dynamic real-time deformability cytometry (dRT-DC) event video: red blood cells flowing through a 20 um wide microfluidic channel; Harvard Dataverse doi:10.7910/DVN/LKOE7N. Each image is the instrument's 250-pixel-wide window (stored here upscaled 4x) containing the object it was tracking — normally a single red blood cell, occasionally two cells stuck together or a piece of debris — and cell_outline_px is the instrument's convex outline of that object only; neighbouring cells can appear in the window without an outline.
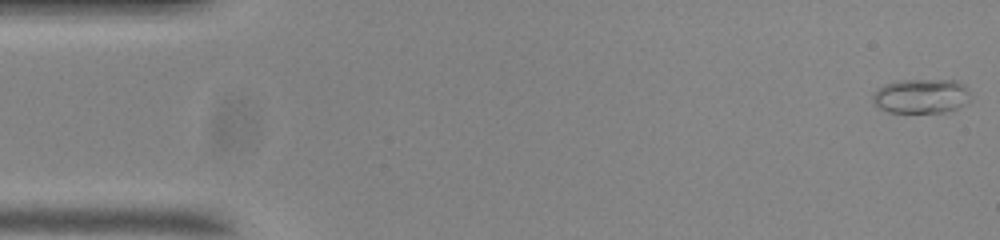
{"species": "common noctule bat (a hibernating species)", "species_latin": "Nyctalus noctula", "temperature_condition": "room temperature", "stored_images_in_passage": 54, "camera_frame_rate_fps": 3000, "um_per_image_px": 0.085, "animal": {"sex": "male", "body_mass_g": 20.0, "forearm_length_mm": 53.3}, "frame": {"image": 1, "passage_image": 1, "time_ms": 0.0, "image_size_px": [1000, 240], "cell_outline_px": [[972, 96], [964, 104], [948, 112], [888, 112], [880, 108], [872, 100], [872, 96], [876, 88], [884, 84], [900, 80], [956, 80], [964, 84]], "centroid_in_image_um": [78.3, 8.16], "position_along_channel_um": 6.7, "area_um2": 19.77}}
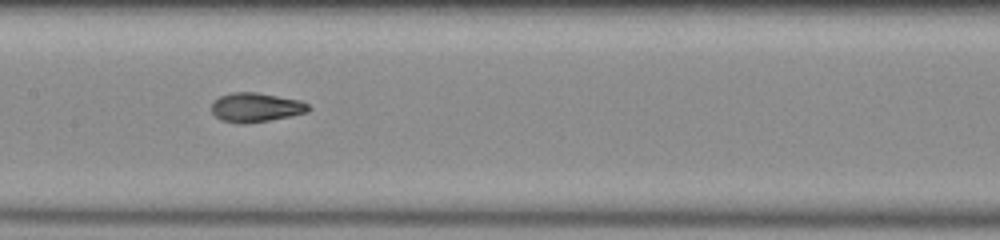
{"frame": {"image": 2, "passage_image": 26, "time_ms": 8.333, "image_size_px": [1000, 240], "cell_outline_px": [[312, 108], [308, 112], [292, 116], [244, 124], [240, 124], [220, 120], [212, 112], [212, 100], [220, 96], [232, 92], [256, 92], [300, 100], [308, 104]], "centroid_in_image_um": [21.75, 9.13], "position_along_channel_um": 185.7, "area_um2": 16.65}}
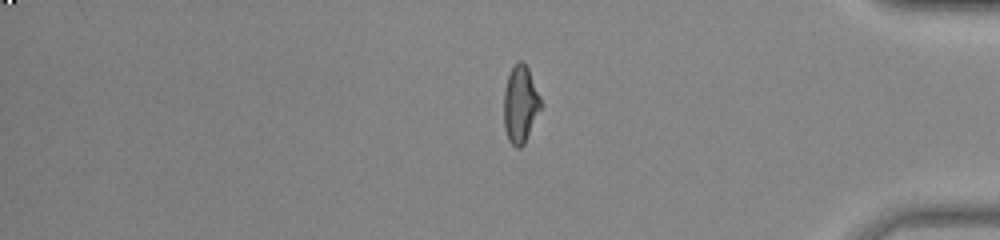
{"frame": {"image": 3, "passage_image": 45, "time_ms": 14.667, "image_size_px": [1000, 240], "cell_outline_px": [[544, 104], [524, 144], [520, 148], [516, 148], [508, 140], [504, 128], [504, 88], [508, 76], [512, 68], [520, 60], [524, 60], [528, 68]], "centroid_in_image_um": [44.25, 8.88], "position_along_channel_um": 390.9, "area_um2": 16.94}, "authors_computed_cell_mechanics": {"area_um2": 16.762, "velocity_mm_per_s": 3.7171, "shape_relaxation_time_tau1_ms": null, "shape_relaxation_time_tau2_ms": 1.5364, "deformation_change_tau1": null, "deformation_change_tau2": 0.056}}